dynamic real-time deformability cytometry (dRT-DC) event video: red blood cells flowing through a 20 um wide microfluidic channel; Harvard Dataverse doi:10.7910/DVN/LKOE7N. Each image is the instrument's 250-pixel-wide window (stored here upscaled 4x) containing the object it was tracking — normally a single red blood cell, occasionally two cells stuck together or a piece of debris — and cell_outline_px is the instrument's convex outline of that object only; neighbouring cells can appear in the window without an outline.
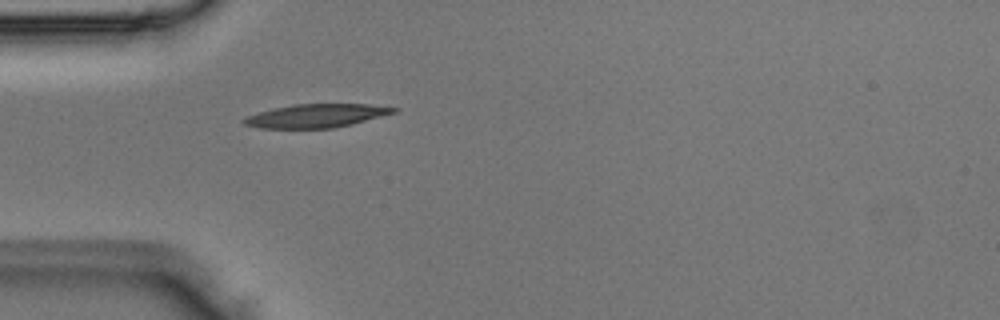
{"species": "Egyptian fruit bat (a non-hibernating species)", "species_latin": "Rousettus aegyptiacus", "temperature_condition": "room temperature", "stored_images_in_passage": 3, "camera_frame_rate_fps": 3000, "um_per_image_px": 0.085, "animal": {"sex": "male"}, "frame": {"image": 1, "passage_image": 3, "time_ms": 0.667, "image_size_px": [1000, 320], "cell_outline_px": [[400, 108], [396, 112], [352, 124], [332, 128], [260, 128], [244, 124], [240, 120], [244, 116], [292, 104], [368, 104]], "centroid_in_image_um": [26.87, 9.84], "position_along_channel_um": 58.1, "area_um2": 20.4}}